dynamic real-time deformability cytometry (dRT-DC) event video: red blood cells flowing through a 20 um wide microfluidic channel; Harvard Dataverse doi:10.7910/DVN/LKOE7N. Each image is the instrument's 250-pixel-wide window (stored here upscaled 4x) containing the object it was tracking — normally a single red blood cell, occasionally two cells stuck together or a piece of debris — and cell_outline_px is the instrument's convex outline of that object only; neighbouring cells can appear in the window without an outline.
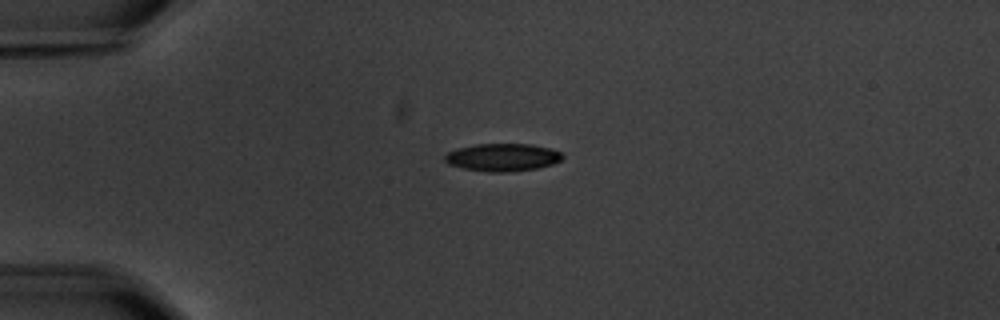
{"species": "common noctule bat (a hibernating species)", "species_latin": "Nyctalus noctula", "temperature_condition": "warm", "stored_images_in_passage": 4, "camera_frame_rate_fps": 3000, "um_per_image_px": 0.085, "animal": {"sex": "male", "body_mass_g": 20.1, "forearm_length_mm": 53.5}, "frame": {"image": 1, "passage_image": 1, "time_ms": 0.0, "image_size_px": [1000, 320], "cell_outline_px": [[564, 156], [560, 160], [552, 164], [536, 168], [508, 172], [488, 172], [464, 168], [448, 164], [444, 160], [444, 156], [448, 152], [456, 148], [476, 144], [528, 144], [548, 148], [560, 152]], "centroid_in_image_um": [42.68, 13.37], "position_along_channel_um": 42.3, "area_um2": 18.84}}